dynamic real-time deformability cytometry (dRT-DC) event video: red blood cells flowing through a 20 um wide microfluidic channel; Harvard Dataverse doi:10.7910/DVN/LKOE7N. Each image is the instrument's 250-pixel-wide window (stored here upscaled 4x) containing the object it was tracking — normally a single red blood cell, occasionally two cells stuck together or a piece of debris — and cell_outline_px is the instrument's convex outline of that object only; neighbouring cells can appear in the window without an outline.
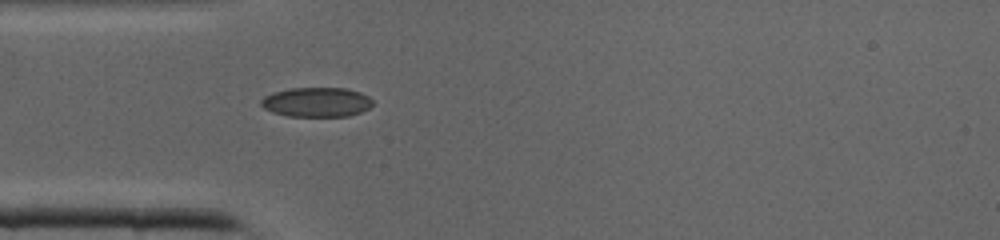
{"species": "common noctule bat (a hibernating species)", "species_latin": "Nyctalus noctula", "temperature_condition": "cold", "stored_images_in_passage": 30, "camera_frame_rate_fps": 3000, "um_per_image_px": 0.085, "animal": {"sex": "male", "body_mass_g": 19.0, "forearm_length_mm": 50.8}, "frame": {"image": 1, "passage_image": 1, "time_ms": 0.0, "image_size_px": [1000, 240], "cell_outline_px": [[372, 104], [368, 108], [360, 112], [348, 116], [288, 116], [272, 112], [264, 108], [260, 104], [260, 100], [264, 96], [272, 92], [292, 88], [348, 88], [360, 92], [368, 96], [372, 100]], "centroid_in_image_um": [26.89, 8.67], "position_along_channel_um": 58.1, "area_um2": 19.25}}
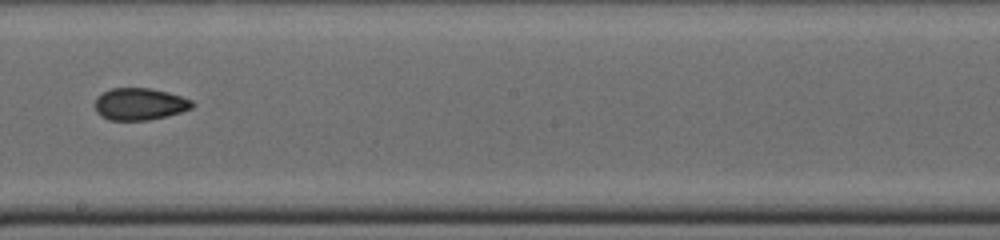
{"frame": {"image": 2, "passage_image": 12, "time_ms": 3.667, "image_size_px": [1000, 240], "cell_outline_px": [[196, 104], [192, 108], [180, 112], [148, 120], [108, 120], [100, 116], [96, 112], [96, 96], [112, 88], [148, 88], [168, 92], [192, 100]], "centroid_in_image_um": [11.87, 8.84], "position_along_channel_um": 236.3, "area_um2": 18.09}}
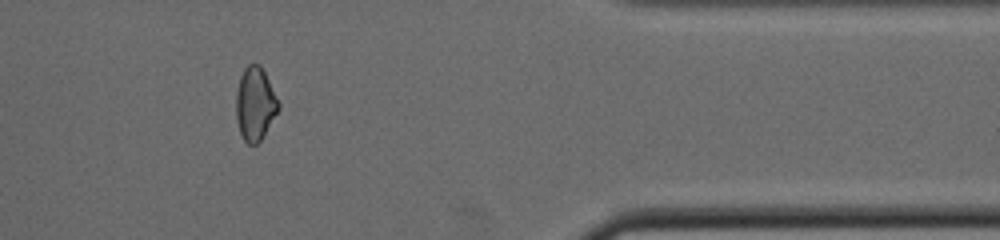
{"frame": {"image": 3, "passage_image": 23, "time_ms": 7.333, "image_size_px": [1000, 240], "cell_outline_px": [[280, 108], [260, 140], [256, 144], [248, 144], [244, 140], [240, 132], [236, 120], [236, 92], [240, 76], [244, 68], [248, 64], [260, 64], [280, 104]], "centroid_in_image_um": [21.67, 8.82], "position_along_channel_um": 389.7, "area_um2": 17.92}}